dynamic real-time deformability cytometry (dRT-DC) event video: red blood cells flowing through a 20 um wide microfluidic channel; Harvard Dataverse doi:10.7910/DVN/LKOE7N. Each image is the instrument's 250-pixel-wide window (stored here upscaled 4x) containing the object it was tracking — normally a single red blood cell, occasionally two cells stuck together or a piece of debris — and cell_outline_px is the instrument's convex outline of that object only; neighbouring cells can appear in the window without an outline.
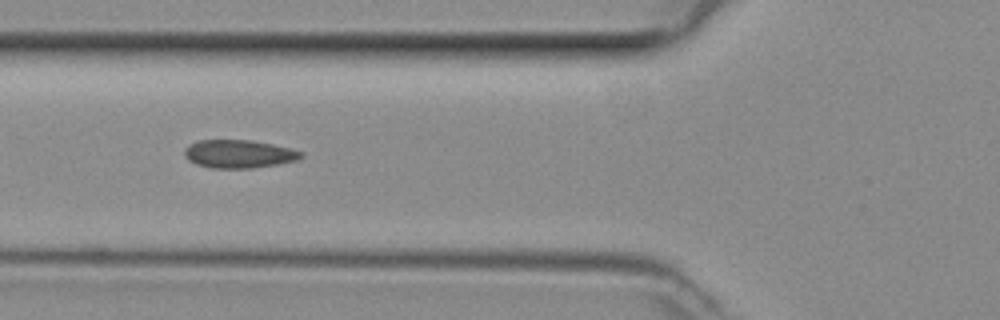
{"species": "common noctule bat (a hibernating species)", "species_latin": "Nyctalus noctula", "temperature_condition": "room temperature", "stored_images_in_passage": 35, "camera_frame_rate_fps": 3000, "um_per_image_px": 0.085, "animal": {"sex": "female", "body_mass_g": 29.2, "forearm_length_mm": 56.3}, "frame": {"image": 1, "passage_image": 8, "time_ms": 2.333, "image_size_px": [1000, 320], "cell_outline_px": [[304, 156], [296, 160], [276, 164], [252, 168], [212, 168], [196, 164], [188, 160], [184, 156], [184, 148], [188, 144], [200, 140], [252, 140], [272, 144], [304, 152]], "centroid_in_image_um": [20.27, 13.08], "position_along_channel_um": 105.5, "area_um2": 19.13}}
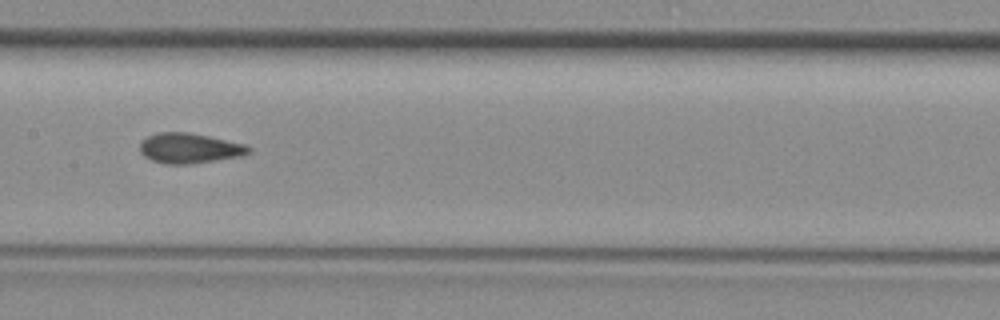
{"frame": {"image": 2, "passage_image": 14, "time_ms": 4.333, "image_size_px": [1000, 320], "cell_outline_px": [[252, 152], [244, 156], [192, 164], [164, 164], [152, 160], [144, 156], [140, 152], [140, 144], [148, 136], [160, 132], [188, 132], [248, 144], [252, 148]], "centroid_in_image_um": [16.18, 12.61], "position_along_channel_um": 191.2, "area_um2": 19.36}}
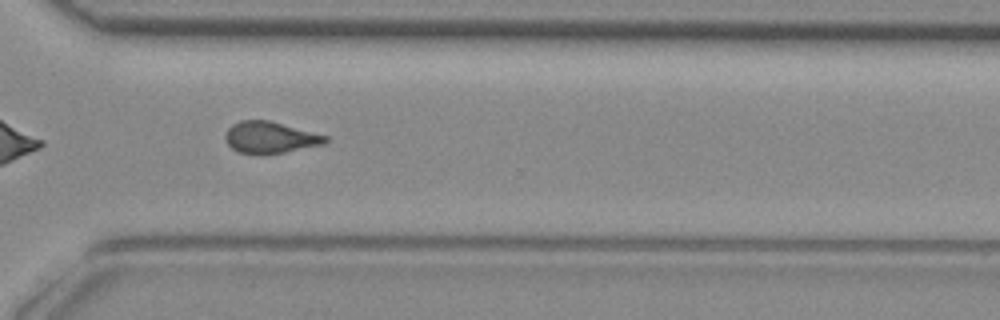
{"frame": {"image": 3, "passage_image": 25, "time_ms": 8.0, "image_size_px": [1000, 320], "cell_outline_px": [[328, 140], [324, 144], [284, 152], [240, 152], [232, 148], [228, 144], [224, 136], [228, 128], [232, 124], [240, 120], [268, 120], [328, 136]], "centroid_in_image_um": [22.96, 11.65], "position_along_channel_um": 347.6, "area_um2": 17.86}}